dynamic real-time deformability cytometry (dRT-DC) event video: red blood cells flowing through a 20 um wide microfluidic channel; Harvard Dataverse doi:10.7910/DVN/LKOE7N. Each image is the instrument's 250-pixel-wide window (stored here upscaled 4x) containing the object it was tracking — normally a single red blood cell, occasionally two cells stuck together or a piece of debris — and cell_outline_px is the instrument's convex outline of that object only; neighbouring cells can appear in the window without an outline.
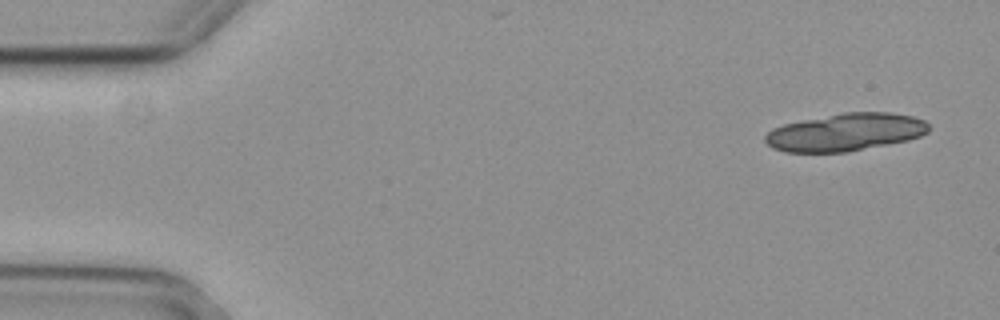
{"species": "common noctule bat (a hibernating species)", "species_latin": "Nyctalus noctula", "temperature_condition": "cold", "stored_images_in_passage": 4, "camera_frame_rate_fps": 3000, "um_per_image_px": 0.085, "animal": {"sex": "female", "body_mass_g": 29.2, "forearm_length_mm": 56.3}, "frame": {"image": 1, "passage_image": 1, "time_ms": 0.0, "image_size_px": [1000, 320], "cell_outline_px": [[928, 132], [920, 136], [908, 140], [848, 152], [784, 152], [772, 148], [764, 140], [764, 136], [772, 128], [784, 124], [844, 112], [892, 112], [912, 116], [924, 120], [928, 124]], "centroid_in_image_um": [71.86, 11.24], "position_along_channel_um": 13.1, "area_um2": 35.84}}